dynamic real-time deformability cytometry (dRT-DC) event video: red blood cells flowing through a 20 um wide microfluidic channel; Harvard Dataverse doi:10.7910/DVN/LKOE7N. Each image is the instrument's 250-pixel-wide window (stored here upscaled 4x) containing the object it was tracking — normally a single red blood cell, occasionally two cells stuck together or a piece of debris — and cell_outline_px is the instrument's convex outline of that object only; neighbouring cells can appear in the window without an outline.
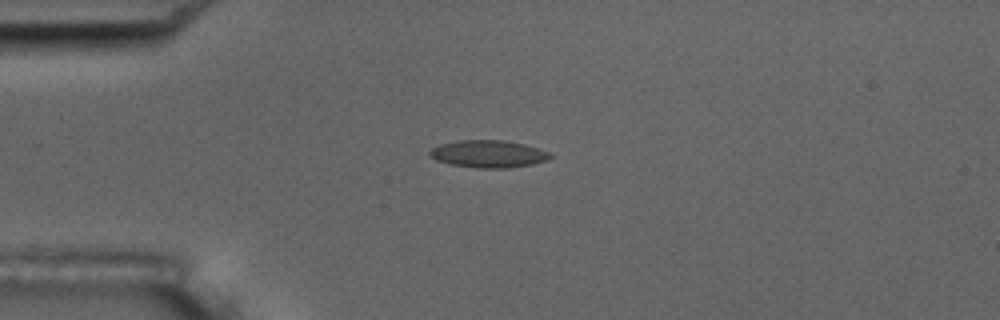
{"species": "common noctule bat (a hibernating species)", "species_latin": "Nyctalus noctula", "temperature_condition": "room temperature", "stored_images_in_passage": 7, "camera_frame_rate_fps": 3000, "um_per_image_px": 0.085, "animal": {"sex": "male", "body_mass_g": 17.5, "forearm_length_mm": 52.3}, "frame": {"image": 1, "passage_image": 1, "time_ms": 0.0, "image_size_px": [1000, 320], "cell_outline_px": [[552, 156], [548, 160], [532, 164], [508, 168], [476, 168], [452, 164], [436, 160], [428, 156], [428, 152], [432, 148], [440, 144], [456, 140], [504, 140], [524, 144], [548, 152]], "centroid_in_image_um": [41.47, 13.08], "position_along_channel_um": 43.5, "area_um2": 19.19}}
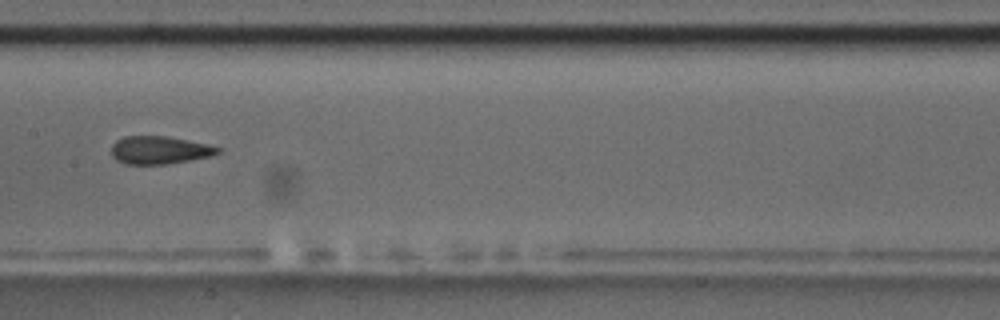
{"frame": {"image": 2, "passage_image": 5, "time_ms": 4.667, "image_size_px": [1000, 320], "cell_outline_px": [[220, 152], [212, 156], [164, 164], [128, 164], [116, 160], [112, 156], [112, 144], [116, 140], [124, 136], [168, 136], [208, 144], [220, 148]], "centroid_in_image_um": [13.55, 12.75], "position_along_channel_um": 193.9, "area_um2": 17.22}}